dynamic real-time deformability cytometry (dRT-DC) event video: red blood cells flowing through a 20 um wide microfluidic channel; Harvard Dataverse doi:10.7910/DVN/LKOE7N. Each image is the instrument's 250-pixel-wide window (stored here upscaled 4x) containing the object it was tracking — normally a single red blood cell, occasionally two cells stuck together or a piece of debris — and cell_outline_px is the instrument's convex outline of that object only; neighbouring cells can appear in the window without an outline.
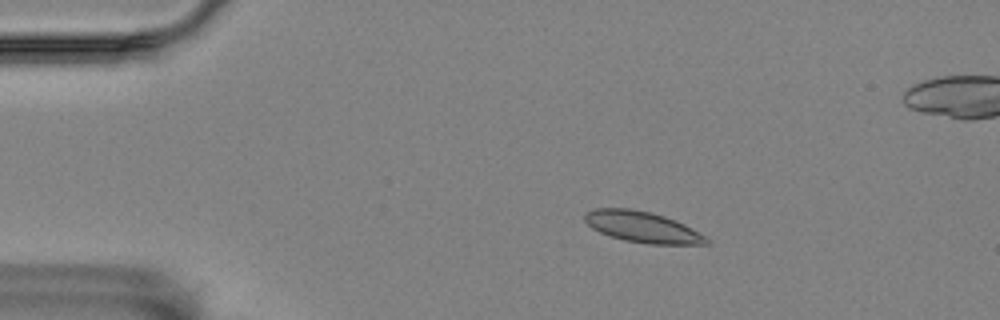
{"species": "Egyptian fruit bat (a non-hibernating species)", "species_latin": "Rousettus aegyptiacus", "temperature_condition": "room temperature", "stored_images_in_passage": 4, "camera_frame_rate_fps": 3000, "um_per_image_px": 0.085, "animal": {"sex": "female"}, "frame": {"image": 1, "passage_image": 2, "time_ms": 0.333, "image_size_px": [1000, 320], "cell_outline_px": [[712, 244], [648, 244], [624, 240], [600, 232], [592, 228], [584, 220], [584, 212], [596, 208], [632, 208], [652, 212], [676, 220], [708, 236], [712, 240]], "centroid_in_image_um": [54.66, 19.29], "position_along_channel_um": 30.3, "area_um2": 22.25}}